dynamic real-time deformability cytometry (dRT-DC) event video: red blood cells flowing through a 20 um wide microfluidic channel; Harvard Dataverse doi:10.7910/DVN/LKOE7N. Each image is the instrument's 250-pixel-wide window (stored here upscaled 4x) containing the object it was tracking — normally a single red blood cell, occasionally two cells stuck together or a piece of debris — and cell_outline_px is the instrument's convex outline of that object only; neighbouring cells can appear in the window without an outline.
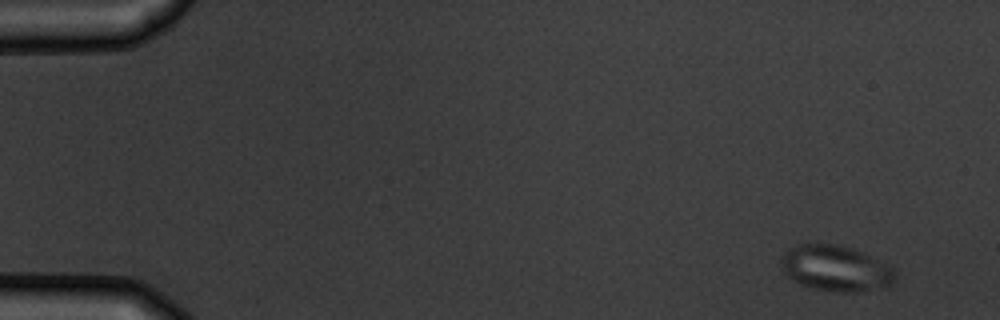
{"species": "common noctule bat (a hibernating species)", "species_latin": "Nyctalus noctula", "temperature_condition": "warm", "stored_images_in_passage": 4, "camera_frame_rate_fps": 3000, "um_per_image_px": 0.085, "animal": {"sex": "male", "body_mass_g": 19.5, "forearm_length_mm": 54.6}, "frame": {"image": 1, "passage_image": 1, "time_ms": 0.0, "image_size_px": [1000, 320], "cell_outline_px": [[896, 276], [892, 284], [856, 292], [836, 292], [812, 288], [800, 284], [792, 280], [784, 272], [780, 260], [788, 248], [800, 244], [832, 244], [852, 248], [864, 252], [888, 264], [896, 272]], "centroid_in_image_um": [71.03, 22.8], "position_along_channel_um": 14.0, "area_um2": 30.35}}